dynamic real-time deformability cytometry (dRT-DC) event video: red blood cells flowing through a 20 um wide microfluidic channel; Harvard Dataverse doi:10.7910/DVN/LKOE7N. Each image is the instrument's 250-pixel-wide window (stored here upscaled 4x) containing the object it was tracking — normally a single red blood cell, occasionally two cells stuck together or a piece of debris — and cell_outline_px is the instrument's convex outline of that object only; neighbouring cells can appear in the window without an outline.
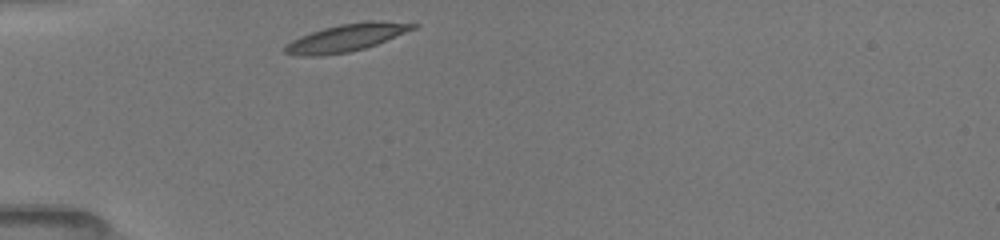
{"species": "common noctule bat (a hibernating species)", "species_latin": "Nyctalus noctula", "temperature_condition": "room temperature", "stored_images_in_passage": 3, "camera_frame_rate_fps": 3000, "um_per_image_px": 0.085, "animal": {"sex": "female", "body_mass_g": 19.5, "forearm_length_mm": 54.1}, "frame": {"image": 1, "passage_image": 1, "time_ms": 0.0, "image_size_px": [1000, 240], "cell_outline_px": [[420, 24], [416, 28], [376, 44], [364, 48], [348, 52], [320, 56], [300, 56], [284, 52], [284, 48], [292, 40], [300, 36], [324, 28], [340, 24], [368, 20], [372, 20]], "centroid_in_image_um": [29.44, 3.2], "position_along_channel_um": 55.6, "area_um2": 20.23}}